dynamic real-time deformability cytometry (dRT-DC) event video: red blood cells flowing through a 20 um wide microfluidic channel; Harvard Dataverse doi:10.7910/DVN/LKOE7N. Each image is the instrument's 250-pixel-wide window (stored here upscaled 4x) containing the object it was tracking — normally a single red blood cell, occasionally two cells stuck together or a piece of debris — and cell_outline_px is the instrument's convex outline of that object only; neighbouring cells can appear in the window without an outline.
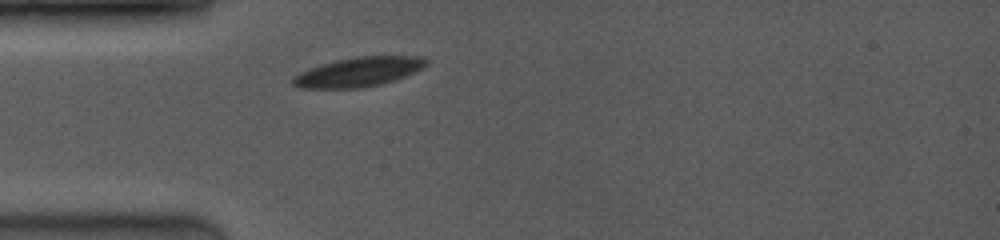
{"species": "common noctule bat (a hibernating species)", "species_latin": "Nyctalus noctula", "temperature_condition": "room temperature", "stored_images_in_passage": 40, "camera_frame_rate_fps": 4000, "um_per_image_px": 0.085, "animal": {"sex": "female", "body_mass_g": 19.0, "forearm_length_mm": 53.3}, "frame": {"image": 1, "passage_image": 1, "time_ms": 0.0, "image_size_px": [1000, 240], "cell_outline_px": [[428, 64], [424, 68], [404, 76], [380, 84], [364, 88], [300, 88], [292, 84], [292, 80], [300, 72], [336, 60], [360, 56], [424, 56], [428, 60]], "centroid_in_image_um": [30.54, 6.11], "position_along_channel_um": 54.5, "area_um2": 22.6}}
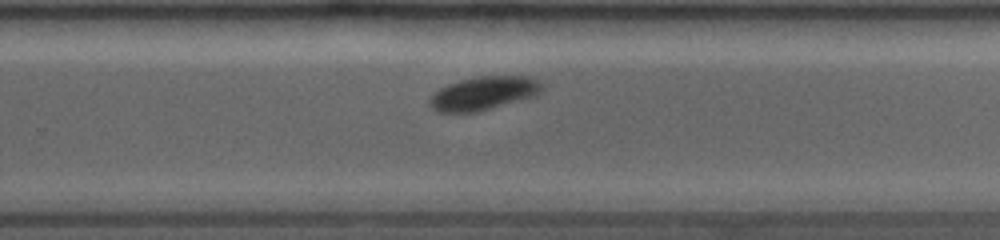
{"frame": {"image": 2, "passage_image": 25, "time_ms": 6.0, "image_size_px": [1000, 240], "cell_outline_px": [[540, 88], [532, 96], [476, 112], [436, 112], [428, 104], [428, 100], [436, 92], [448, 84], [464, 80], [484, 76], [524, 76], [536, 80], [540, 84]], "centroid_in_image_um": [41.01, 7.94], "position_along_channel_um": 288.8, "area_um2": 20.98}}
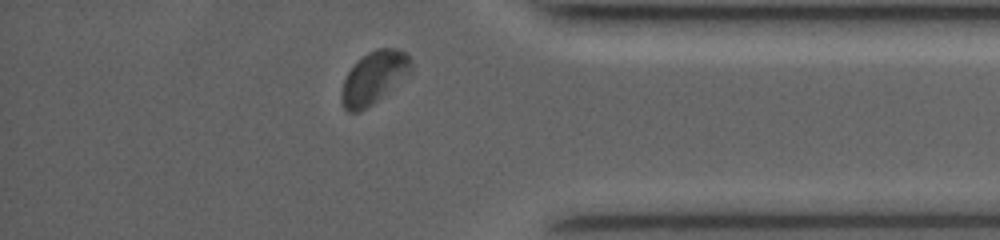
{"frame": {"image": 3, "passage_image": 37, "time_ms": 9.0, "image_size_px": [1000, 240], "cell_outline_px": [[412, 72], [372, 104], [360, 112], [348, 112], [344, 108], [340, 100], [340, 92], [344, 80], [348, 72], [356, 60], [368, 52], [376, 48], [396, 48], [404, 52], [412, 60]], "centroid_in_image_um": [31.76, 6.59], "position_along_channel_um": 403.4, "area_um2": 21.39}, "authors_computed_cell_mechanics": {"area_um2": 22.3686, "velocity_mm_per_s": 4.0018, "shape_relaxation_time_tau1_ms": 2.4304, "shape_relaxation_time_tau2_ms": null, "deformation_change_tau1": 0.0945, "deformation_change_tau2": null}}